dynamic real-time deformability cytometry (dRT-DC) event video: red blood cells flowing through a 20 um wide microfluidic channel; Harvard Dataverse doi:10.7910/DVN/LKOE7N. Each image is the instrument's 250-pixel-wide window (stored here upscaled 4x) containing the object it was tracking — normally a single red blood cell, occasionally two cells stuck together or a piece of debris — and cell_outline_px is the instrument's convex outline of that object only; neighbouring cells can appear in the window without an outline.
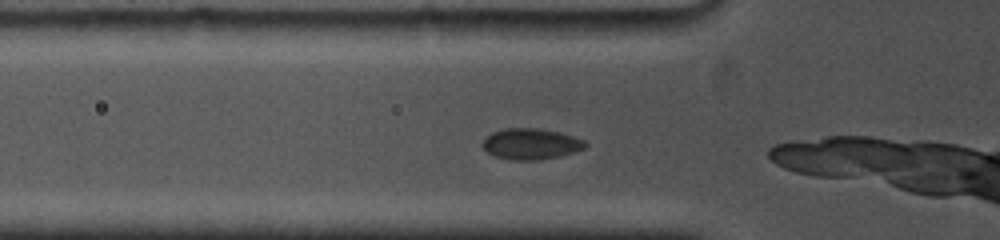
{"species": "common noctule bat (a hibernating species)", "species_latin": "Nyctalus noctula", "temperature_condition": "cold", "stored_images_in_passage": 6, "camera_frame_rate_fps": 5000, "um_per_image_px": 0.085, "animal": {"sex": "female", "body_mass_g": 19.0, "forearm_length_mm": 53.3}, "frame": {"image": 1, "passage_image": 2, "time_ms": 0.6, "image_size_px": [1000, 240], "cell_outline_px": [[588, 144], [584, 148], [560, 156], [536, 160], [512, 160], [496, 156], [488, 152], [480, 144], [492, 132], [504, 128], [540, 128], [560, 132], [584, 140]], "centroid_in_image_um": [45.12, 12.22], "position_along_channel_um": 80.7, "area_um2": 18.44}}
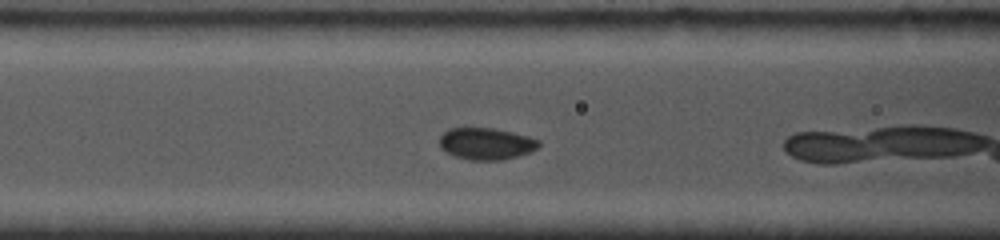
{"frame": {"image": 2, "passage_image": 5, "time_ms": 1.8, "image_size_px": [1000, 240], "cell_outline_px": [[540, 144], [532, 152], [500, 160], [468, 160], [452, 156], [440, 148], [440, 136], [448, 128], [496, 128], [528, 136], [540, 140]], "centroid_in_image_um": [41.31, 12.21], "position_along_channel_um": 125.3, "area_um2": 18.55}}